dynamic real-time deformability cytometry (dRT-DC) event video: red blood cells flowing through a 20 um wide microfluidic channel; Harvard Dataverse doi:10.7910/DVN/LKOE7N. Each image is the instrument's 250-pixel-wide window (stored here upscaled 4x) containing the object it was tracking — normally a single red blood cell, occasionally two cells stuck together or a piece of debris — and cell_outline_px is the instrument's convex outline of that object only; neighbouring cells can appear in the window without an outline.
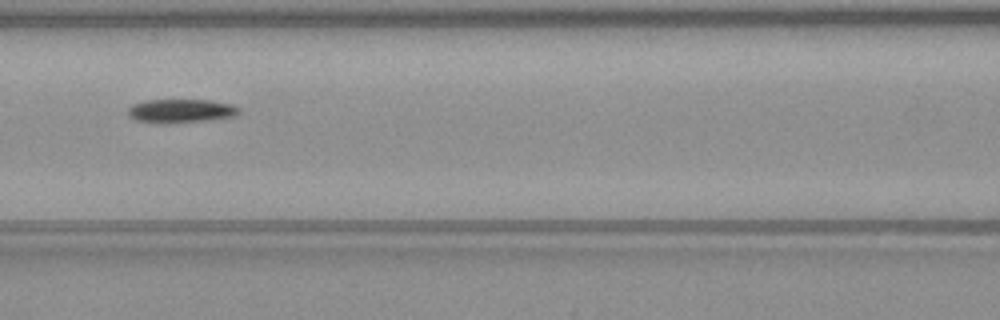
{"species": "common noctule bat (a hibernating species)", "species_latin": "Nyctalus noctula", "temperature_condition": "warm", "stored_images_in_passage": 35, "camera_frame_rate_fps": 3000, "um_per_image_px": 0.085, "animal": {"sex": "male", "body_mass_g": 23.1, "forearm_length_mm": 52.7}, "frame": {"image": 1, "passage_image": 6, "time_ms": 1.667, "image_size_px": [1000, 320], "cell_outline_px": [[240, 112], [232, 116], [204, 120], [136, 120], [128, 116], [128, 108], [132, 104], [148, 100], [208, 100], [232, 104], [240, 108]], "centroid_in_image_um": [15.4, 9.36], "position_along_channel_um": 151.2, "area_um2": 14.22}}